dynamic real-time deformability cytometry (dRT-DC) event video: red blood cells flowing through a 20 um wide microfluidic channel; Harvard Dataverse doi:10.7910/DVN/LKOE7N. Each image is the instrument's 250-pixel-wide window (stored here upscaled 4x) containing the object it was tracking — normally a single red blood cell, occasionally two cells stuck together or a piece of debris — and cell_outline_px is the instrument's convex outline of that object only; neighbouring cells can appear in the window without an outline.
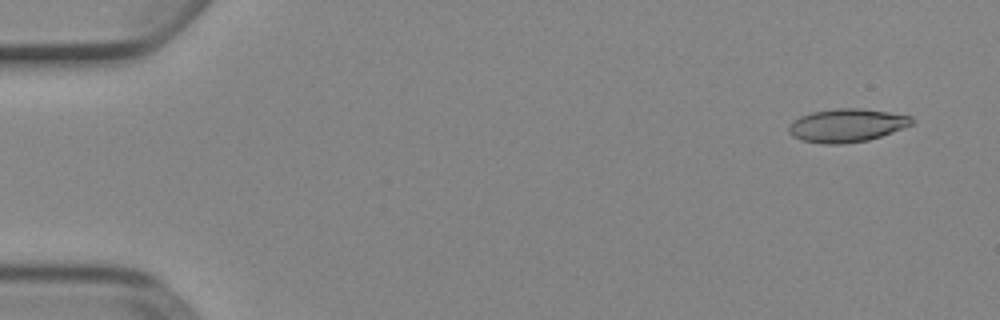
{"species": "Egyptian fruit bat (a non-hibernating species)", "species_latin": "Rousettus aegyptiacus", "temperature_condition": "cold", "stored_images_in_passage": 7, "camera_frame_rate_fps": 3000, "um_per_image_px": 0.085, "animal": {"sex": "female"}, "frame": {"image": 1, "passage_image": 1, "time_ms": 0.0, "image_size_px": [1000, 320], "cell_outline_px": [[916, 120], [912, 124], [892, 132], [868, 140], [840, 144], [824, 144], [800, 140], [792, 136], [788, 132], [788, 124], [800, 116], [812, 112], [836, 108], [860, 108], [888, 112], [912, 116]], "centroid_in_image_um": [71.95, 10.65], "position_along_channel_um": 13.0, "area_um2": 23.93}}
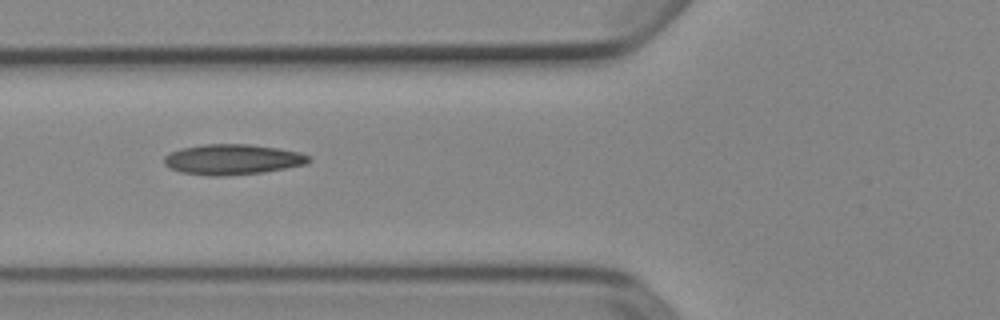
{"frame": {"image": 2, "passage_image": 6, "time_ms": 1.667, "image_size_px": [1000, 320], "cell_outline_px": [[312, 160], [308, 164], [260, 172], [220, 176], [212, 176], [180, 172], [164, 164], [164, 156], [180, 148], [204, 144], [248, 144], [276, 148], [300, 152], [312, 156]], "centroid_in_image_um": [19.79, 13.54], "position_along_channel_um": 106.0, "area_um2": 25.49}}
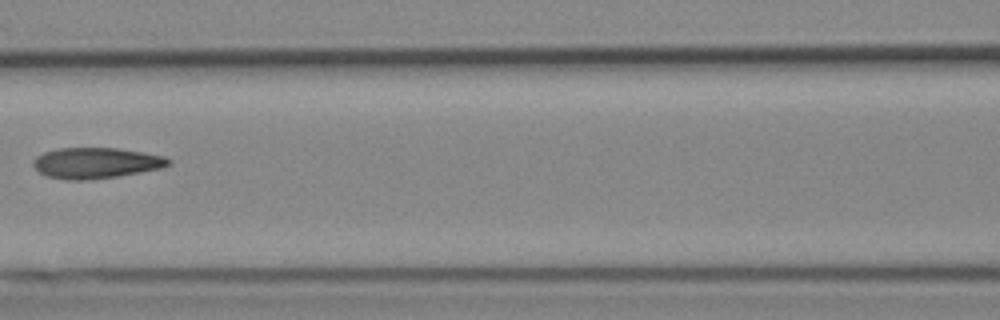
{"frame": {"image": 3, "passage_image": 7, "time_ms": 2.0, "image_size_px": [1000, 320], "cell_outline_px": [[172, 160], [164, 168], [116, 176], [88, 180], [64, 180], [48, 176], [40, 172], [32, 164], [32, 160], [36, 156], [44, 152], [60, 148], [116, 148], [164, 156]], "centroid_in_image_um": [8.14, 13.85], "position_along_channel_um": 158.5, "area_um2": 24.16}}